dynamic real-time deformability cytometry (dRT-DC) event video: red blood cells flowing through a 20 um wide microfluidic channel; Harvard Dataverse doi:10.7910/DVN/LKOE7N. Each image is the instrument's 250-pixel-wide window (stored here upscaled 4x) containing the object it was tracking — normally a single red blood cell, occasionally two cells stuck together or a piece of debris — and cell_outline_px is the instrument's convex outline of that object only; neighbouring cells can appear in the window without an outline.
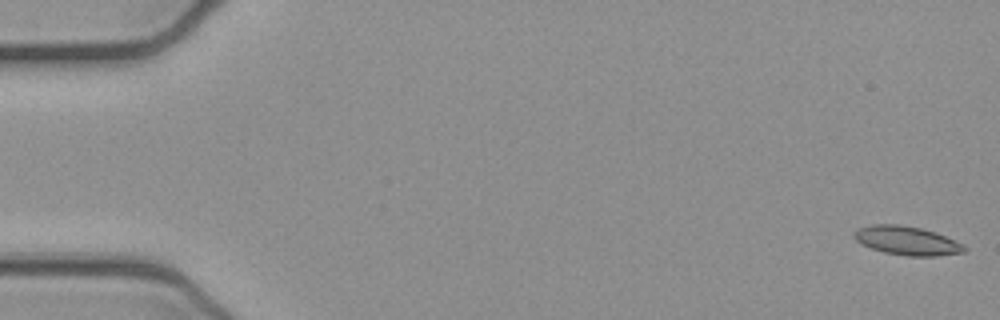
{"species": "common noctule bat (a hibernating species)", "species_latin": "Nyctalus noctula", "temperature_condition": "cold", "stored_images_in_passage": 53, "camera_frame_rate_fps": 3000, "um_per_image_px": 0.085, "animal": {"sex": "female", "body_mass_g": 21.9}, "frame": {"image": 1, "passage_image": 1, "time_ms": 0.0, "image_size_px": [1000, 320], "cell_outline_px": [[968, 248], [964, 252], [936, 256], [908, 256], [884, 252], [860, 244], [852, 236], [860, 228], [872, 224], [900, 224], [920, 228], [944, 236], [964, 244]], "centroid_in_image_um": [77.09, 20.46], "position_along_channel_um": 7.9, "area_um2": 18.32}}
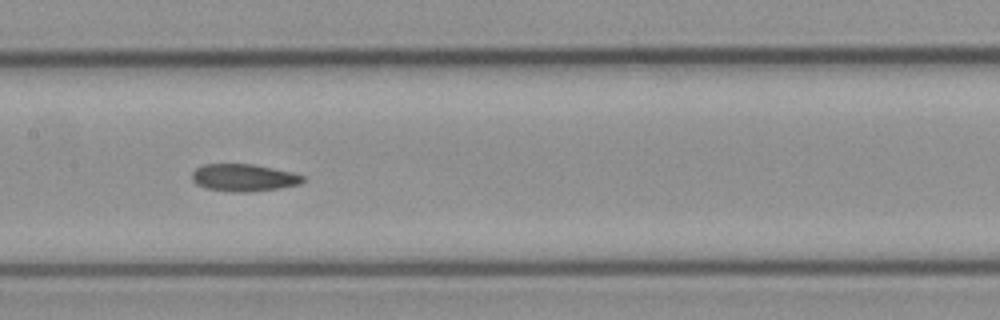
{"frame": {"image": 2, "passage_image": 26, "time_ms": 8.333, "image_size_px": [1000, 320], "cell_outline_px": [[304, 180], [300, 184], [280, 188], [244, 192], [232, 192], [204, 188], [196, 184], [192, 180], [192, 172], [196, 168], [204, 164], [252, 164], [292, 172], [304, 176]], "centroid_in_image_um": [20.69, 15.1], "position_along_channel_um": 186.7, "area_um2": 17.63}}
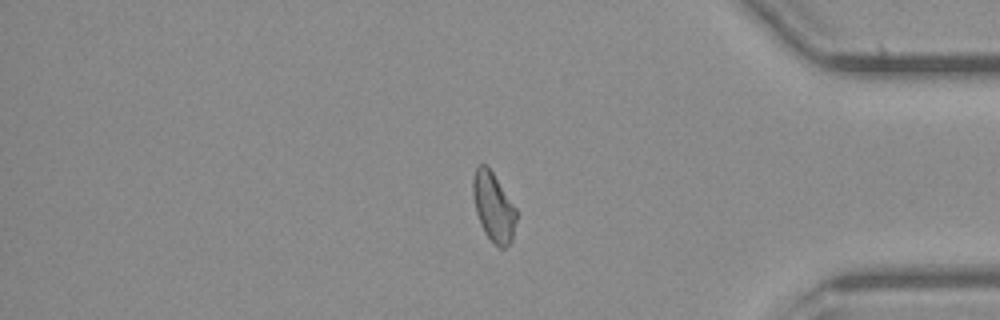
{"frame": {"image": 3, "passage_image": 44, "time_ms": 14.333, "image_size_px": [1000, 320], "cell_outline_px": [[516, 220], [512, 240], [504, 248], [500, 248], [484, 232], [476, 212], [472, 192], [472, 180], [476, 168], [480, 164], [484, 164], [492, 172], [516, 208]], "centroid_in_image_um": [41.94, 17.59], "position_along_channel_um": 393.3, "area_um2": 17.11}, "authors_computed_cell_mechanics": {"area_um2": 17.918, "velocity_mm_per_s": 3.8946, "shape_relaxation_time_tau1_ms": null, "shape_relaxation_time_tau2_ms": 5.3687, "deformation_change_tau1": null, "deformation_change_tau2": 0.1223}}